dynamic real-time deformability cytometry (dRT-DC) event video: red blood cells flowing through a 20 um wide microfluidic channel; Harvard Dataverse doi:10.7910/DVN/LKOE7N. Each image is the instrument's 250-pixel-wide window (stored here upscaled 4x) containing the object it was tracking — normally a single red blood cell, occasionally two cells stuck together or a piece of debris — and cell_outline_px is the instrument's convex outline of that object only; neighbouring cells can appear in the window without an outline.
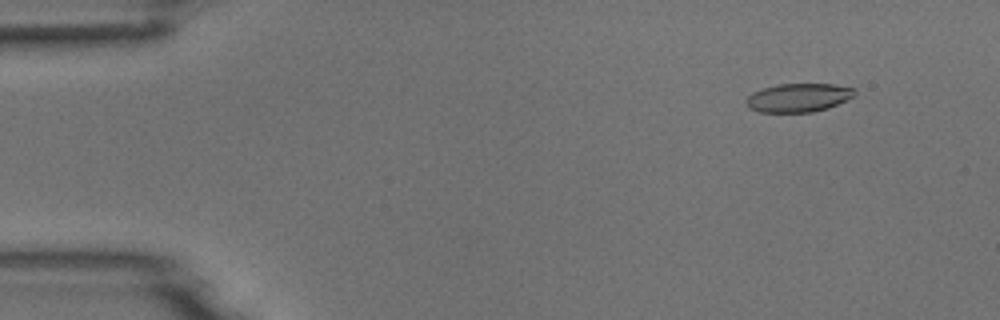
{"species": "common noctule bat (a hibernating species)", "species_latin": "Nyctalus noctula", "temperature_condition": "room temperature", "stored_images_in_passage": 5, "camera_frame_rate_fps": 3000, "um_per_image_px": 0.085, "animal": {"sex": "male", "body_mass_g": 18.8}, "frame": {"image": 1, "passage_image": 2, "time_ms": 1.333, "image_size_px": [1000, 320], "cell_outline_px": [[856, 96], [828, 108], [812, 112], [756, 112], [748, 108], [744, 100], [752, 92], [764, 88], [780, 84], [832, 84], [856, 88]], "centroid_in_image_um": [67.87, 8.31], "position_along_channel_um": 17.1, "area_um2": 18.26}}
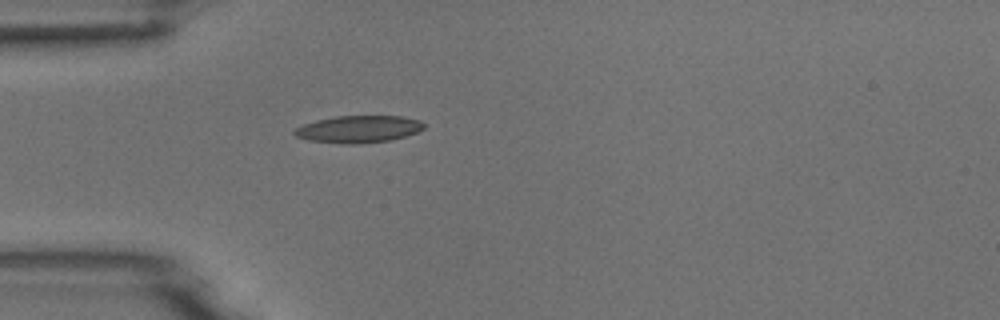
{"frame": {"image": 2, "passage_image": 5, "time_ms": 4.667, "image_size_px": [1000, 320], "cell_outline_px": [[424, 128], [416, 132], [392, 140], [352, 144], [344, 144], [308, 140], [296, 136], [292, 132], [296, 128], [304, 124], [316, 120], [336, 116], [400, 116], [420, 120], [424, 124]], "centroid_in_image_um": [30.46, 10.97], "position_along_channel_um": 54.5, "area_um2": 20.35}}